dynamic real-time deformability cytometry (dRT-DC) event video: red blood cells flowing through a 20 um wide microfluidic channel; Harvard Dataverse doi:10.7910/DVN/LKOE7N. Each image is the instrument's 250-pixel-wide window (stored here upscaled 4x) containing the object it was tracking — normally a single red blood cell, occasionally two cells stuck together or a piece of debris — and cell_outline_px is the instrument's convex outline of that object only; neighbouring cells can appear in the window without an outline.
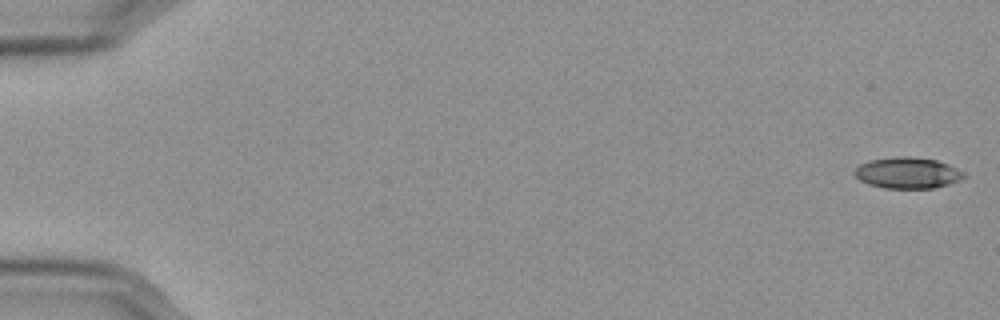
{"species": "Egyptian fruit bat (a non-hibernating species)", "species_latin": "Rousettus aegyptiacus", "temperature_condition": "cold", "stored_images_in_passage": 58, "camera_frame_rate_fps": 3000, "um_per_image_px": 0.085, "frame": {"image": 1, "passage_image": 1, "time_ms": 0.0, "image_size_px": [1000, 320], "cell_outline_px": [[968, 176], [960, 180], [948, 184], [932, 188], [884, 188], [868, 184], [860, 180], [852, 172], [860, 164], [868, 160], [896, 156], [908, 156], [936, 160], [948, 164], [964, 172]], "centroid_in_image_um": [77.13, 14.69], "position_along_channel_um": 7.9, "area_um2": 19.94}}
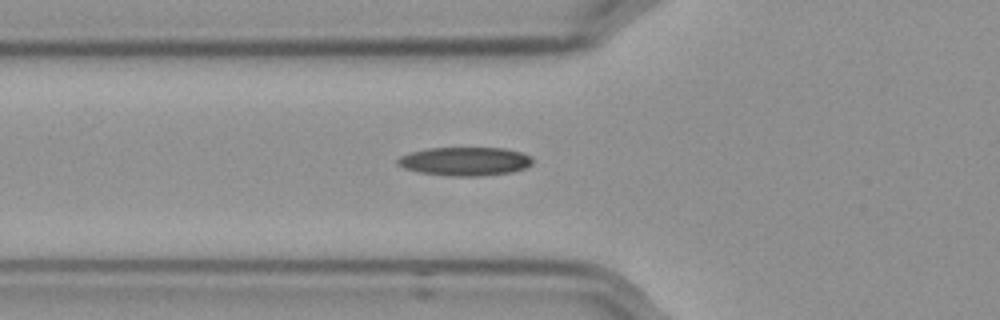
{"frame": {"image": 2, "passage_image": 21, "time_ms": 6.667, "image_size_px": [1000, 320], "cell_outline_px": [[532, 164], [524, 168], [512, 172], [480, 176], [452, 176], [416, 172], [404, 168], [396, 164], [396, 160], [400, 156], [412, 152], [428, 148], [504, 148], [520, 152], [532, 156]], "centroid_in_image_um": [39.51, 13.72], "position_along_channel_um": 86.3, "area_um2": 22.54}}
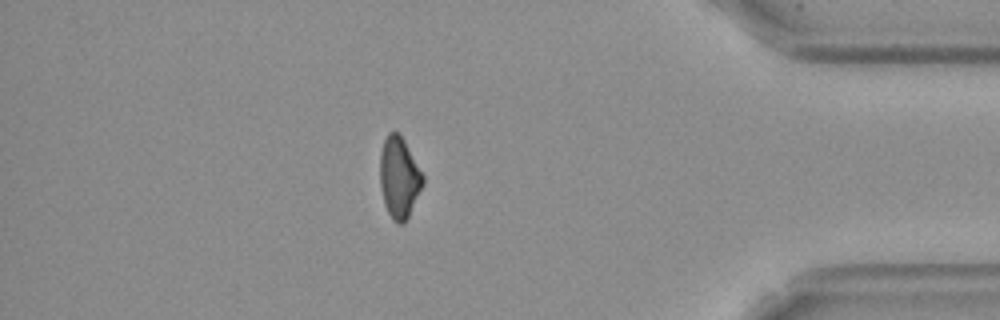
{"frame": {"image": 3, "passage_image": 50, "time_ms": 16.333, "image_size_px": [1000, 320], "cell_outline_px": [[424, 184], [404, 224], [396, 224], [392, 220], [384, 204], [380, 184], [380, 152], [384, 140], [388, 132], [396, 132], [404, 140], [424, 176]], "centroid_in_image_um": [33.92, 15.11], "position_along_channel_um": 401.3, "area_um2": 20.23}}